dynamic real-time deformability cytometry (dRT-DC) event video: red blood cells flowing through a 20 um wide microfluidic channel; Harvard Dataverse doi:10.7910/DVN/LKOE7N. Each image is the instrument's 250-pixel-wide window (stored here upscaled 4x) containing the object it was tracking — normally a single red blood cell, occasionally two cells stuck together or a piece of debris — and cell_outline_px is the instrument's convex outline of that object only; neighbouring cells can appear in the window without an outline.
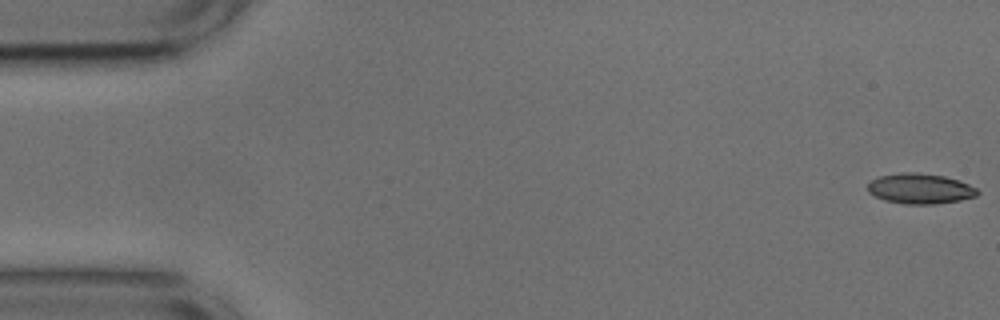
{"species": "common noctule bat (a hibernating species)", "species_latin": "Nyctalus noctula", "temperature_condition": "cold", "stored_images_in_passage": 11, "camera_frame_rate_fps": 3000, "um_per_image_px": 0.085, "animal": {"sex": "male", "body_mass_g": 17.9, "forearm_length_mm": 54.2}, "frame": {"image": 1, "passage_image": 1, "time_ms": 0.0, "image_size_px": [1000, 320], "cell_outline_px": [[980, 192], [976, 196], [960, 200], [936, 204], [904, 204], [884, 200], [868, 192], [868, 184], [872, 180], [880, 176], [900, 172], [920, 172], [944, 176], [960, 180], [976, 188]], "centroid_in_image_um": [78.22, 16.03], "position_along_channel_um": 6.8, "area_um2": 19.48}}